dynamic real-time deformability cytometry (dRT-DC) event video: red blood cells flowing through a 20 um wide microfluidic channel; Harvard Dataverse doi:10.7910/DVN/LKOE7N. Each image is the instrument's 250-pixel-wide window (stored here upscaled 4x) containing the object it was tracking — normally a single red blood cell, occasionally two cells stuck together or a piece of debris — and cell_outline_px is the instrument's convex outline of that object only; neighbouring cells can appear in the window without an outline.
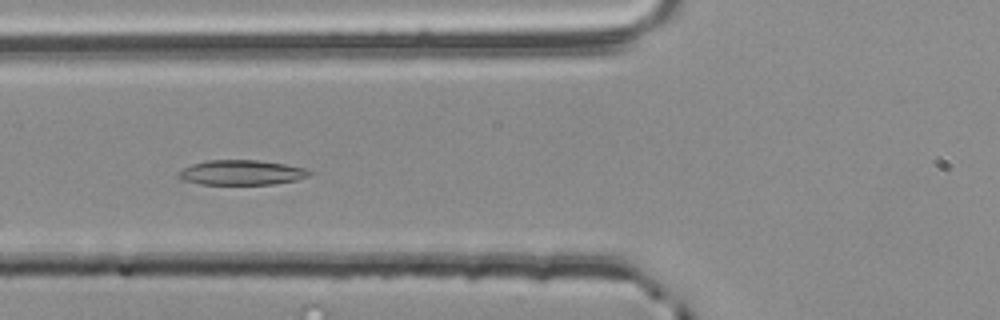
{"species": "common noctule bat (a hibernating species)", "species_latin": "Nyctalus noctula", "temperature_condition": "room temperature", "stored_images_in_passage": 34, "camera_frame_rate_fps": 3000, "um_per_image_px": 0.085, "animal": {"sex": "male", "body_mass_g": 20.4}, "frame": {"image": 1, "passage_image": 8, "time_ms": 2.333, "image_size_px": [1000, 320], "cell_outline_px": [[312, 172], [308, 176], [296, 180], [272, 184], [200, 184], [184, 180], [176, 172], [192, 164], [208, 160], [256, 160], [284, 164], [304, 168]], "centroid_in_image_um": [20.52, 14.66], "position_along_channel_um": 105.3, "area_um2": 18.73}}
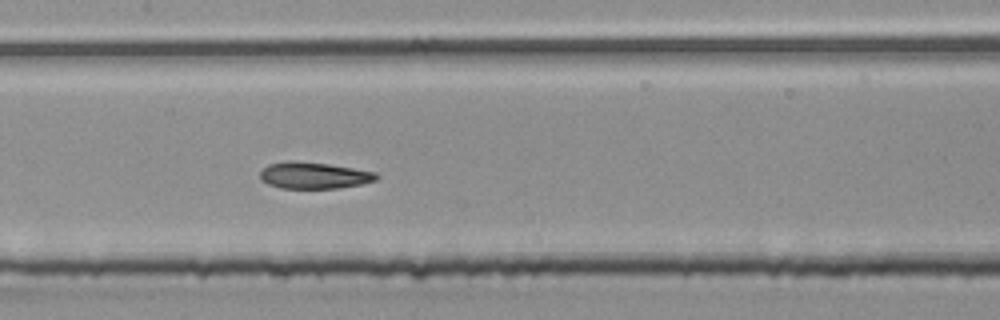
{"frame": {"image": 2, "passage_image": 14, "time_ms": 4.333, "image_size_px": [1000, 320], "cell_outline_px": [[380, 176], [376, 180], [360, 184], [340, 188], [280, 188], [268, 184], [260, 180], [260, 172], [268, 164], [288, 160], [292, 160], [328, 164], [376, 172]], "centroid_in_image_um": [26.66, 14.91], "position_along_channel_um": 180.7, "area_um2": 18.03}}
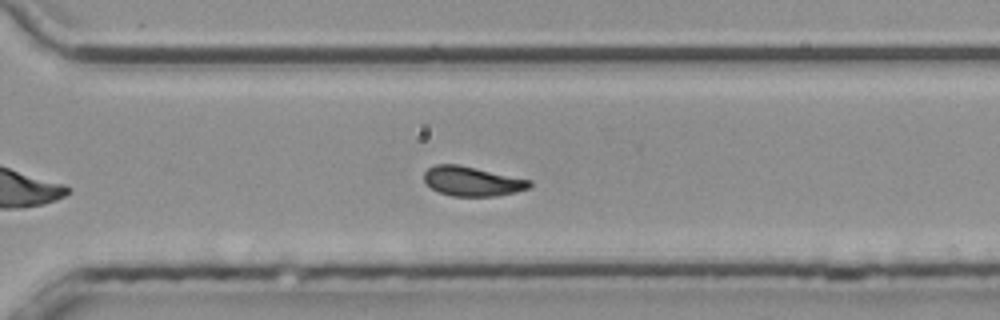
{"frame": {"image": 3, "passage_image": 26, "time_ms": 8.333, "image_size_px": [1000, 320], "cell_outline_px": [[532, 188], [516, 192], [496, 196], [452, 196], [440, 192], [432, 188], [424, 180], [424, 172], [428, 168], [436, 164], [460, 164], [532, 180]], "centroid_in_image_um": [40.18, 15.4], "position_along_channel_um": 330.4, "area_um2": 18.32}, "authors_computed_cell_mechanics": {"area_um2": 18.6694, "velocity_mm_per_s": 3.7626, "shape_relaxation_time_tau1_ms": 6.0507, "shape_relaxation_time_tau2_ms": 2.0172, "deformation_change_tau1": 0.1724, "deformation_change_tau2": 0.0782}}